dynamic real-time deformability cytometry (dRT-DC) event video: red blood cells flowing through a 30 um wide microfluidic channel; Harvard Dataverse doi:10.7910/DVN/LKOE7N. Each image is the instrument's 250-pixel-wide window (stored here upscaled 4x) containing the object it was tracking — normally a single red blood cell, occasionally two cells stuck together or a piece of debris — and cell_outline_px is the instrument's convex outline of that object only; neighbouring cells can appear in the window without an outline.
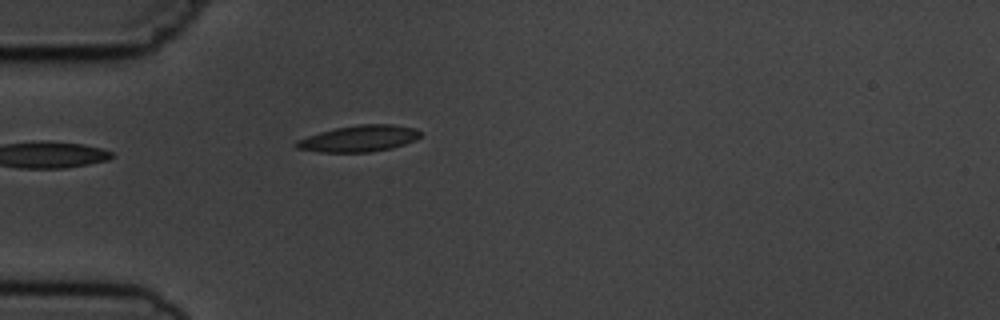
{"species": "common noctule bat (a hibernating species)", "species_latin": "Nyctalus noctula", "temperature_condition": "cold", "stored_images_in_passage": 5, "camera_frame_rate_fps": 3000, "um_per_image_px": 0.085, "animal": {"sex": "male", "body_mass_g": 19.5, "forearm_length_mm": 54.6}, "frame": {"image": 1, "passage_image": 5, "time_ms": 5.0, "image_size_px": [1000, 320], "cell_outline_px": [[420, 136], [416, 140], [392, 148], [368, 152], [320, 152], [296, 148], [292, 144], [296, 140], [320, 132], [336, 128], [360, 124], [392, 124], [416, 128], [420, 132]], "centroid_in_image_um": [30.5, 11.77], "position_along_channel_um": 54.5, "area_um2": 19.07}}